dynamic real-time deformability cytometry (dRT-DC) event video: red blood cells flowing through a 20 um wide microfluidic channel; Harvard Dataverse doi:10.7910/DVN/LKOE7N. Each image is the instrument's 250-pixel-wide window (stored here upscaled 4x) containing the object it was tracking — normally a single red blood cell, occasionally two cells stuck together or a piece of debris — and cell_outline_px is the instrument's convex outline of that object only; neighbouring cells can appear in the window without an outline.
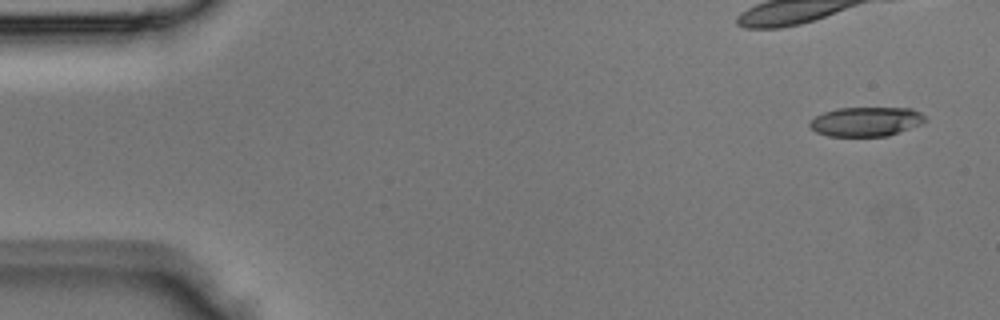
{"species": "Egyptian fruit bat (a non-hibernating species)", "species_latin": "Rousettus aegyptiacus", "temperature_condition": "room temperature", "stored_images_in_passage": 5, "camera_frame_rate_fps": 3000, "um_per_image_px": 0.085, "animal": {"sex": "male"}, "frame": {"image": 1, "passage_image": 1, "time_ms": 0.0, "image_size_px": [1000, 320], "cell_outline_px": [[928, 120], [920, 124], [900, 132], [888, 136], [828, 136], [816, 132], [808, 124], [816, 116], [824, 112], [836, 108], [912, 108], [920, 112]], "centroid_in_image_um": [73.63, 10.33], "position_along_channel_um": 11.4, "area_um2": 19.71}}